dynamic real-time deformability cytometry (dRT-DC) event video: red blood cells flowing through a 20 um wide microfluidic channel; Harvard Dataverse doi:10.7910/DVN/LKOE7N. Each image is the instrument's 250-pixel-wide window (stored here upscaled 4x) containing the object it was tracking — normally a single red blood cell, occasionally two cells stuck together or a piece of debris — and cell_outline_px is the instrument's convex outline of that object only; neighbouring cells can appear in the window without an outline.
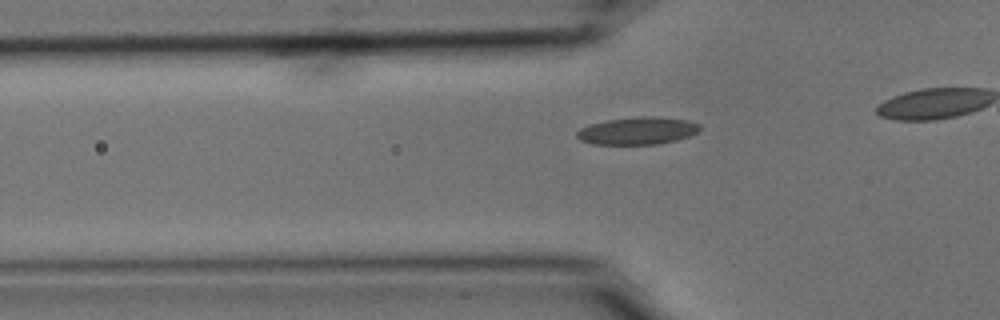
{"species": "common noctule bat (a hibernating species)", "species_latin": "Nyctalus noctula", "temperature_condition": "cold", "stored_images_in_passage": 33, "camera_frame_rate_fps": 3000, "um_per_image_px": 0.085, "animal": {"sex": "male", "body_mass_g": 15.6}, "frame": {"image": 1, "passage_image": 7, "time_ms": 2.0, "image_size_px": [1000, 320], "cell_outline_px": [[700, 128], [696, 132], [688, 136], [676, 140], [656, 144], [592, 144], [580, 140], [576, 136], [576, 132], [580, 128], [588, 124], [608, 120], [688, 120], [700, 124]], "centroid_in_image_um": [54.09, 11.19], "position_along_channel_um": 71.7, "area_um2": 18.26}}
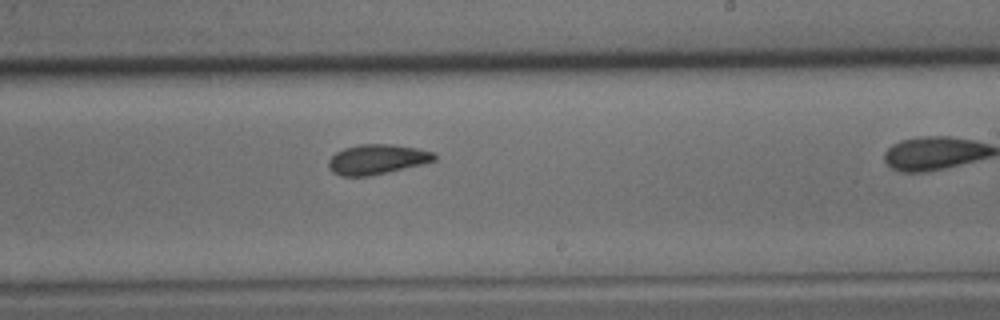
{"frame": {"image": 2, "passage_image": 22, "time_ms": 7.0, "image_size_px": [1000, 320], "cell_outline_px": [[436, 160], [424, 164], [388, 172], [368, 176], [340, 176], [332, 172], [328, 168], [328, 160], [336, 152], [344, 148], [360, 144], [392, 144], [416, 148], [436, 152]], "centroid_in_image_um": [32.05, 13.54], "position_along_channel_um": 256.9, "area_um2": 18.61}}
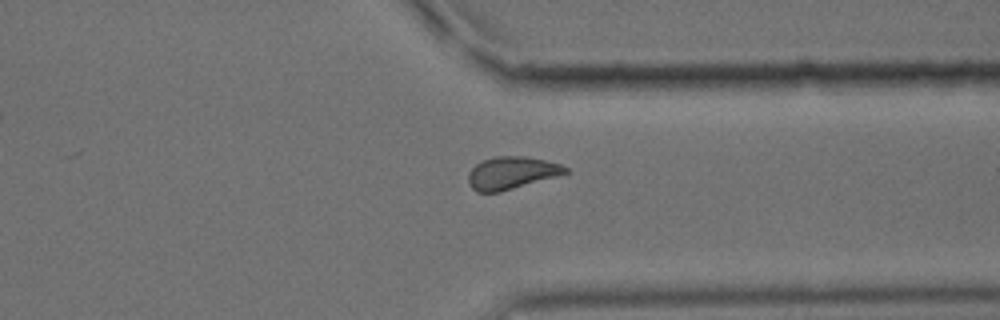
{"frame": {"image": 3, "passage_image": 31, "time_ms": 10.0, "image_size_px": [1000, 320], "cell_outline_px": [[568, 172], [556, 176], [500, 192], [476, 192], [468, 184], [468, 172], [476, 164], [484, 160], [496, 156], [524, 156], [544, 160], [560, 164], [568, 168]], "centroid_in_image_um": [43.44, 14.7], "position_along_channel_um": 368.0, "area_um2": 18.21}}